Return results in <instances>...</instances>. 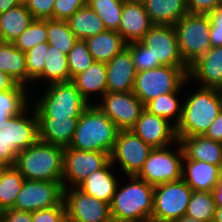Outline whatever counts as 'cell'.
Masks as SVG:
<instances>
[{"label": "cell", "instance_id": "1", "mask_svg": "<svg viewBox=\"0 0 222 222\" xmlns=\"http://www.w3.org/2000/svg\"><path fill=\"white\" fill-rule=\"evenodd\" d=\"M120 129L95 104L89 105L78 118L68 148L100 151L111 155Z\"/></svg>", "mask_w": 222, "mask_h": 222}, {"label": "cell", "instance_id": "2", "mask_svg": "<svg viewBox=\"0 0 222 222\" xmlns=\"http://www.w3.org/2000/svg\"><path fill=\"white\" fill-rule=\"evenodd\" d=\"M177 137L203 136L222 111V90L200 87L185 98Z\"/></svg>", "mask_w": 222, "mask_h": 222}, {"label": "cell", "instance_id": "3", "mask_svg": "<svg viewBox=\"0 0 222 222\" xmlns=\"http://www.w3.org/2000/svg\"><path fill=\"white\" fill-rule=\"evenodd\" d=\"M64 148L38 140L17 155L14 167L26 180L62 182Z\"/></svg>", "mask_w": 222, "mask_h": 222}, {"label": "cell", "instance_id": "4", "mask_svg": "<svg viewBox=\"0 0 222 222\" xmlns=\"http://www.w3.org/2000/svg\"><path fill=\"white\" fill-rule=\"evenodd\" d=\"M130 182L121 189L117 186L110 204L112 219L151 220L153 213L154 186L130 175Z\"/></svg>", "mask_w": 222, "mask_h": 222}, {"label": "cell", "instance_id": "5", "mask_svg": "<svg viewBox=\"0 0 222 222\" xmlns=\"http://www.w3.org/2000/svg\"><path fill=\"white\" fill-rule=\"evenodd\" d=\"M47 91L35 101L37 118H79L90 105L72 81L49 84Z\"/></svg>", "mask_w": 222, "mask_h": 222}, {"label": "cell", "instance_id": "6", "mask_svg": "<svg viewBox=\"0 0 222 222\" xmlns=\"http://www.w3.org/2000/svg\"><path fill=\"white\" fill-rule=\"evenodd\" d=\"M189 67L160 66L137 72L132 92L145 105L157 96L180 90L188 81Z\"/></svg>", "mask_w": 222, "mask_h": 222}, {"label": "cell", "instance_id": "7", "mask_svg": "<svg viewBox=\"0 0 222 222\" xmlns=\"http://www.w3.org/2000/svg\"><path fill=\"white\" fill-rule=\"evenodd\" d=\"M174 28L180 55L188 66L211 48L210 19L207 14L187 13Z\"/></svg>", "mask_w": 222, "mask_h": 222}, {"label": "cell", "instance_id": "8", "mask_svg": "<svg viewBox=\"0 0 222 222\" xmlns=\"http://www.w3.org/2000/svg\"><path fill=\"white\" fill-rule=\"evenodd\" d=\"M192 193L183 179L154 186L151 222H173L185 216Z\"/></svg>", "mask_w": 222, "mask_h": 222}, {"label": "cell", "instance_id": "9", "mask_svg": "<svg viewBox=\"0 0 222 222\" xmlns=\"http://www.w3.org/2000/svg\"><path fill=\"white\" fill-rule=\"evenodd\" d=\"M177 144L178 153L167 147L153 148L136 176L153 186L181 180L184 151L180 141Z\"/></svg>", "mask_w": 222, "mask_h": 222}, {"label": "cell", "instance_id": "10", "mask_svg": "<svg viewBox=\"0 0 222 222\" xmlns=\"http://www.w3.org/2000/svg\"><path fill=\"white\" fill-rule=\"evenodd\" d=\"M109 161L110 155L106 152L64 148L62 187L67 188L65 183L68 181L73 188H77L89 175L102 169Z\"/></svg>", "mask_w": 222, "mask_h": 222}, {"label": "cell", "instance_id": "11", "mask_svg": "<svg viewBox=\"0 0 222 222\" xmlns=\"http://www.w3.org/2000/svg\"><path fill=\"white\" fill-rule=\"evenodd\" d=\"M140 43L150 49L154 61L161 66L189 67L180 55L173 25L154 24Z\"/></svg>", "mask_w": 222, "mask_h": 222}, {"label": "cell", "instance_id": "12", "mask_svg": "<svg viewBox=\"0 0 222 222\" xmlns=\"http://www.w3.org/2000/svg\"><path fill=\"white\" fill-rule=\"evenodd\" d=\"M62 201V182L25 179L12 209L33 212L57 206Z\"/></svg>", "mask_w": 222, "mask_h": 222}, {"label": "cell", "instance_id": "13", "mask_svg": "<svg viewBox=\"0 0 222 222\" xmlns=\"http://www.w3.org/2000/svg\"><path fill=\"white\" fill-rule=\"evenodd\" d=\"M102 104H95L120 130H130L145 110L132 92H106Z\"/></svg>", "mask_w": 222, "mask_h": 222}, {"label": "cell", "instance_id": "14", "mask_svg": "<svg viewBox=\"0 0 222 222\" xmlns=\"http://www.w3.org/2000/svg\"><path fill=\"white\" fill-rule=\"evenodd\" d=\"M63 188L66 217L71 222H111L110 204L83 193L78 188Z\"/></svg>", "mask_w": 222, "mask_h": 222}, {"label": "cell", "instance_id": "15", "mask_svg": "<svg viewBox=\"0 0 222 222\" xmlns=\"http://www.w3.org/2000/svg\"><path fill=\"white\" fill-rule=\"evenodd\" d=\"M152 149L133 131L120 130L110 155V161L112 164L116 163V160L119 161L127 176L137 175Z\"/></svg>", "mask_w": 222, "mask_h": 222}, {"label": "cell", "instance_id": "16", "mask_svg": "<svg viewBox=\"0 0 222 222\" xmlns=\"http://www.w3.org/2000/svg\"><path fill=\"white\" fill-rule=\"evenodd\" d=\"M26 109L19 115L7 118L0 125V138L17 155L39 140L38 118L35 110L31 118L26 117Z\"/></svg>", "mask_w": 222, "mask_h": 222}, {"label": "cell", "instance_id": "17", "mask_svg": "<svg viewBox=\"0 0 222 222\" xmlns=\"http://www.w3.org/2000/svg\"><path fill=\"white\" fill-rule=\"evenodd\" d=\"M170 124V121L145 109L130 130L152 148H164L178 141L176 127Z\"/></svg>", "mask_w": 222, "mask_h": 222}, {"label": "cell", "instance_id": "18", "mask_svg": "<svg viewBox=\"0 0 222 222\" xmlns=\"http://www.w3.org/2000/svg\"><path fill=\"white\" fill-rule=\"evenodd\" d=\"M136 74L133 57L126 47L106 63L107 92L132 91Z\"/></svg>", "mask_w": 222, "mask_h": 222}, {"label": "cell", "instance_id": "19", "mask_svg": "<svg viewBox=\"0 0 222 222\" xmlns=\"http://www.w3.org/2000/svg\"><path fill=\"white\" fill-rule=\"evenodd\" d=\"M153 25L142 2L124 1L119 33L127 44L140 42Z\"/></svg>", "mask_w": 222, "mask_h": 222}, {"label": "cell", "instance_id": "20", "mask_svg": "<svg viewBox=\"0 0 222 222\" xmlns=\"http://www.w3.org/2000/svg\"><path fill=\"white\" fill-rule=\"evenodd\" d=\"M191 77L200 80L201 87L222 90V46L211 47L192 63L188 79Z\"/></svg>", "mask_w": 222, "mask_h": 222}, {"label": "cell", "instance_id": "21", "mask_svg": "<svg viewBox=\"0 0 222 222\" xmlns=\"http://www.w3.org/2000/svg\"><path fill=\"white\" fill-rule=\"evenodd\" d=\"M182 179L193 191L213 192L221 178V167L183 157Z\"/></svg>", "mask_w": 222, "mask_h": 222}, {"label": "cell", "instance_id": "22", "mask_svg": "<svg viewBox=\"0 0 222 222\" xmlns=\"http://www.w3.org/2000/svg\"><path fill=\"white\" fill-rule=\"evenodd\" d=\"M184 156L190 160L204 161L222 166V143L203 136L177 137Z\"/></svg>", "mask_w": 222, "mask_h": 222}, {"label": "cell", "instance_id": "23", "mask_svg": "<svg viewBox=\"0 0 222 222\" xmlns=\"http://www.w3.org/2000/svg\"><path fill=\"white\" fill-rule=\"evenodd\" d=\"M78 118H38L39 140L63 148L69 147Z\"/></svg>", "mask_w": 222, "mask_h": 222}, {"label": "cell", "instance_id": "24", "mask_svg": "<svg viewBox=\"0 0 222 222\" xmlns=\"http://www.w3.org/2000/svg\"><path fill=\"white\" fill-rule=\"evenodd\" d=\"M112 165L109 161L102 169L89 175L77 188L89 196L111 204L118 186L114 174L109 171Z\"/></svg>", "mask_w": 222, "mask_h": 222}, {"label": "cell", "instance_id": "25", "mask_svg": "<svg viewBox=\"0 0 222 222\" xmlns=\"http://www.w3.org/2000/svg\"><path fill=\"white\" fill-rule=\"evenodd\" d=\"M142 4L153 24L174 26L188 13L187 0H144Z\"/></svg>", "mask_w": 222, "mask_h": 222}, {"label": "cell", "instance_id": "26", "mask_svg": "<svg viewBox=\"0 0 222 222\" xmlns=\"http://www.w3.org/2000/svg\"><path fill=\"white\" fill-rule=\"evenodd\" d=\"M85 42L94 61L103 63H108L127 46L120 33L113 30L91 36Z\"/></svg>", "mask_w": 222, "mask_h": 222}, {"label": "cell", "instance_id": "27", "mask_svg": "<svg viewBox=\"0 0 222 222\" xmlns=\"http://www.w3.org/2000/svg\"><path fill=\"white\" fill-rule=\"evenodd\" d=\"M34 20L25 3L0 14V41L13 42Z\"/></svg>", "mask_w": 222, "mask_h": 222}, {"label": "cell", "instance_id": "28", "mask_svg": "<svg viewBox=\"0 0 222 222\" xmlns=\"http://www.w3.org/2000/svg\"><path fill=\"white\" fill-rule=\"evenodd\" d=\"M71 81L90 103L91 93H100L103 96L107 92L106 63L94 61L90 67L75 75Z\"/></svg>", "mask_w": 222, "mask_h": 222}, {"label": "cell", "instance_id": "29", "mask_svg": "<svg viewBox=\"0 0 222 222\" xmlns=\"http://www.w3.org/2000/svg\"><path fill=\"white\" fill-rule=\"evenodd\" d=\"M0 70L10 75L19 85L27 83L25 53L16 48L13 42L0 41Z\"/></svg>", "mask_w": 222, "mask_h": 222}, {"label": "cell", "instance_id": "30", "mask_svg": "<svg viewBox=\"0 0 222 222\" xmlns=\"http://www.w3.org/2000/svg\"><path fill=\"white\" fill-rule=\"evenodd\" d=\"M66 21L78 40H85L107 30L97 13L88 5L80 7Z\"/></svg>", "mask_w": 222, "mask_h": 222}, {"label": "cell", "instance_id": "31", "mask_svg": "<svg viewBox=\"0 0 222 222\" xmlns=\"http://www.w3.org/2000/svg\"><path fill=\"white\" fill-rule=\"evenodd\" d=\"M24 181L14 166L0 170V212L13 208Z\"/></svg>", "mask_w": 222, "mask_h": 222}, {"label": "cell", "instance_id": "32", "mask_svg": "<svg viewBox=\"0 0 222 222\" xmlns=\"http://www.w3.org/2000/svg\"><path fill=\"white\" fill-rule=\"evenodd\" d=\"M47 79L50 84L70 81L67 54L49 45L46 51L45 66L38 79Z\"/></svg>", "mask_w": 222, "mask_h": 222}, {"label": "cell", "instance_id": "33", "mask_svg": "<svg viewBox=\"0 0 222 222\" xmlns=\"http://www.w3.org/2000/svg\"><path fill=\"white\" fill-rule=\"evenodd\" d=\"M179 91L180 90L157 96L145 104V109L151 114L165 118L168 121H171L169 119L177 115L174 121L175 123L173 124L176 127L181 120L183 108V106H180L178 103L177 94Z\"/></svg>", "mask_w": 222, "mask_h": 222}, {"label": "cell", "instance_id": "34", "mask_svg": "<svg viewBox=\"0 0 222 222\" xmlns=\"http://www.w3.org/2000/svg\"><path fill=\"white\" fill-rule=\"evenodd\" d=\"M216 203L213 192L193 191L185 216L204 222L214 221Z\"/></svg>", "mask_w": 222, "mask_h": 222}, {"label": "cell", "instance_id": "35", "mask_svg": "<svg viewBox=\"0 0 222 222\" xmlns=\"http://www.w3.org/2000/svg\"><path fill=\"white\" fill-rule=\"evenodd\" d=\"M26 94L25 86L19 84L13 90L0 91V125L28 108Z\"/></svg>", "mask_w": 222, "mask_h": 222}, {"label": "cell", "instance_id": "36", "mask_svg": "<svg viewBox=\"0 0 222 222\" xmlns=\"http://www.w3.org/2000/svg\"><path fill=\"white\" fill-rule=\"evenodd\" d=\"M47 38L51 46L68 54L78 38L69 28L67 21L47 19Z\"/></svg>", "mask_w": 222, "mask_h": 222}, {"label": "cell", "instance_id": "37", "mask_svg": "<svg viewBox=\"0 0 222 222\" xmlns=\"http://www.w3.org/2000/svg\"><path fill=\"white\" fill-rule=\"evenodd\" d=\"M123 0H88V6L97 13L107 30L119 33Z\"/></svg>", "mask_w": 222, "mask_h": 222}, {"label": "cell", "instance_id": "38", "mask_svg": "<svg viewBox=\"0 0 222 222\" xmlns=\"http://www.w3.org/2000/svg\"><path fill=\"white\" fill-rule=\"evenodd\" d=\"M42 42H48L47 19H34L21 35L13 41V44L25 53Z\"/></svg>", "mask_w": 222, "mask_h": 222}, {"label": "cell", "instance_id": "39", "mask_svg": "<svg viewBox=\"0 0 222 222\" xmlns=\"http://www.w3.org/2000/svg\"><path fill=\"white\" fill-rule=\"evenodd\" d=\"M70 81L80 72L85 71L94 62L85 40H77L67 54Z\"/></svg>", "mask_w": 222, "mask_h": 222}, {"label": "cell", "instance_id": "40", "mask_svg": "<svg viewBox=\"0 0 222 222\" xmlns=\"http://www.w3.org/2000/svg\"><path fill=\"white\" fill-rule=\"evenodd\" d=\"M49 43L42 42L25 52L27 81L36 80L43 72Z\"/></svg>", "mask_w": 222, "mask_h": 222}, {"label": "cell", "instance_id": "41", "mask_svg": "<svg viewBox=\"0 0 222 222\" xmlns=\"http://www.w3.org/2000/svg\"><path fill=\"white\" fill-rule=\"evenodd\" d=\"M133 57L136 72L158 68L161 65L158 61H154L150 49L143 46L140 42H132L126 46Z\"/></svg>", "mask_w": 222, "mask_h": 222}, {"label": "cell", "instance_id": "42", "mask_svg": "<svg viewBox=\"0 0 222 222\" xmlns=\"http://www.w3.org/2000/svg\"><path fill=\"white\" fill-rule=\"evenodd\" d=\"M88 5V0H55L53 19L66 21L80 7Z\"/></svg>", "mask_w": 222, "mask_h": 222}, {"label": "cell", "instance_id": "43", "mask_svg": "<svg viewBox=\"0 0 222 222\" xmlns=\"http://www.w3.org/2000/svg\"><path fill=\"white\" fill-rule=\"evenodd\" d=\"M65 218L64 201L57 206L32 212V222H62Z\"/></svg>", "mask_w": 222, "mask_h": 222}, {"label": "cell", "instance_id": "44", "mask_svg": "<svg viewBox=\"0 0 222 222\" xmlns=\"http://www.w3.org/2000/svg\"><path fill=\"white\" fill-rule=\"evenodd\" d=\"M55 0H26L24 3L34 19H53Z\"/></svg>", "mask_w": 222, "mask_h": 222}, {"label": "cell", "instance_id": "45", "mask_svg": "<svg viewBox=\"0 0 222 222\" xmlns=\"http://www.w3.org/2000/svg\"><path fill=\"white\" fill-rule=\"evenodd\" d=\"M221 3L222 0H187V9L188 13L208 15Z\"/></svg>", "mask_w": 222, "mask_h": 222}, {"label": "cell", "instance_id": "46", "mask_svg": "<svg viewBox=\"0 0 222 222\" xmlns=\"http://www.w3.org/2000/svg\"><path fill=\"white\" fill-rule=\"evenodd\" d=\"M0 222H32V212L8 209L0 212Z\"/></svg>", "mask_w": 222, "mask_h": 222}, {"label": "cell", "instance_id": "47", "mask_svg": "<svg viewBox=\"0 0 222 222\" xmlns=\"http://www.w3.org/2000/svg\"><path fill=\"white\" fill-rule=\"evenodd\" d=\"M204 136L222 143V111L209 126Z\"/></svg>", "mask_w": 222, "mask_h": 222}, {"label": "cell", "instance_id": "48", "mask_svg": "<svg viewBox=\"0 0 222 222\" xmlns=\"http://www.w3.org/2000/svg\"><path fill=\"white\" fill-rule=\"evenodd\" d=\"M16 155L5 145L0 138V166L12 167L14 166Z\"/></svg>", "mask_w": 222, "mask_h": 222}, {"label": "cell", "instance_id": "49", "mask_svg": "<svg viewBox=\"0 0 222 222\" xmlns=\"http://www.w3.org/2000/svg\"><path fill=\"white\" fill-rule=\"evenodd\" d=\"M18 83L8 74L0 70V91L13 90Z\"/></svg>", "mask_w": 222, "mask_h": 222}, {"label": "cell", "instance_id": "50", "mask_svg": "<svg viewBox=\"0 0 222 222\" xmlns=\"http://www.w3.org/2000/svg\"><path fill=\"white\" fill-rule=\"evenodd\" d=\"M210 41L211 47L222 46V28L215 27L210 22Z\"/></svg>", "mask_w": 222, "mask_h": 222}, {"label": "cell", "instance_id": "51", "mask_svg": "<svg viewBox=\"0 0 222 222\" xmlns=\"http://www.w3.org/2000/svg\"><path fill=\"white\" fill-rule=\"evenodd\" d=\"M210 22L218 28H222V3L208 14Z\"/></svg>", "mask_w": 222, "mask_h": 222}, {"label": "cell", "instance_id": "52", "mask_svg": "<svg viewBox=\"0 0 222 222\" xmlns=\"http://www.w3.org/2000/svg\"><path fill=\"white\" fill-rule=\"evenodd\" d=\"M23 3L21 0H0V14Z\"/></svg>", "mask_w": 222, "mask_h": 222}, {"label": "cell", "instance_id": "53", "mask_svg": "<svg viewBox=\"0 0 222 222\" xmlns=\"http://www.w3.org/2000/svg\"><path fill=\"white\" fill-rule=\"evenodd\" d=\"M216 206H222V176L213 190Z\"/></svg>", "mask_w": 222, "mask_h": 222}, {"label": "cell", "instance_id": "54", "mask_svg": "<svg viewBox=\"0 0 222 222\" xmlns=\"http://www.w3.org/2000/svg\"><path fill=\"white\" fill-rule=\"evenodd\" d=\"M214 221L222 222V206H216Z\"/></svg>", "mask_w": 222, "mask_h": 222}, {"label": "cell", "instance_id": "55", "mask_svg": "<svg viewBox=\"0 0 222 222\" xmlns=\"http://www.w3.org/2000/svg\"><path fill=\"white\" fill-rule=\"evenodd\" d=\"M173 222H204V221L197 220L195 218H191V217H188V216H182L181 218H179V219H177Z\"/></svg>", "mask_w": 222, "mask_h": 222}, {"label": "cell", "instance_id": "56", "mask_svg": "<svg viewBox=\"0 0 222 222\" xmlns=\"http://www.w3.org/2000/svg\"><path fill=\"white\" fill-rule=\"evenodd\" d=\"M111 222H151V220H140V219H134V220H117V219H112Z\"/></svg>", "mask_w": 222, "mask_h": 222}, {"label": "cell", "instance_id": "57", "mask_svg": "<svg viewBox=\"0 0 222 222\" xmlns=\"http://www.w3.org/2000/svg\"><path fill=\"white\" fill-rule=\"evenodd\" d=\"M127 1H131V2H143L144 0H127Z\"/></svg>", "mask_w": 222, "mask_h": 222}, {"label": "cell", "instance_id": "58", "mask_svg": "<svg viewBox=\"0 0 222 222\" xmlns=\"http://www.w3.org/2000/svg\"><path fill=\"white\" fill-rule=\"evenodd\" d=\"M62 222H71L67 217Z\"/></svg>", "mask_w": 222, "mask_h": 222}]
</instances>
